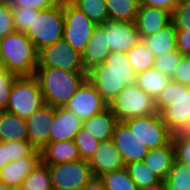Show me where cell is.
Instances as JSON below:
<instances>
[{
	"mask_svg": "<svg viewBox=\"0 0 190 190\" xmlns=\"http://www.w3.org/2000/svg\"><path fill=\"white\" fill-rule=\"evenodd\" d=\"M34 76L39 81L45 104L64 107L87 79V72H74L57 67H37Z\"/></svg>",
	"mask_w": 190,
	"mask_h": 190,
	"instance_id": "6da1fadb",
	"label": "cell"
},
{
	"mask_svg": "<svg viewBox=\"0 0 190 190\" xmlns=\"http://www.w3.org/2000/svg\"><path fill=\"white\" fill-rule=\"evenodd\" d=\"M38 51L25 32L14 31L0 38V67L19 76H34Z\"/></svg>",
	"mask_w": 190,
	"mask_h": 190,
	"instance_id": "7a4b0ae2",
	"label": "cell"
},
{
	"mask_svg": "<svg viewBox=\"0 0 190 190\" xmlns=\"http://www.w3.org/2000/svg\"><path fill=\"white\" fill-rule=\"evenodd\" d=\"M156 112L174 134L190 123V86L170 80L155 100Z\"/></svg>",
	"mask_w": 190,
	"mask_h": 190,
	"instance_id": "3957f363",
	"label": "cell"
},
{
	"mask_svg": "<svg viewBox=\"0 0 190 190\" xmlns=\"http://www.w3.org/2000/svg\"><path fill=\"white\" fill-rule=\"evenodd\" d=\"M39 52L43 48L63 39L64 14L61 5L41 10L34 14L32 24L25 32Z\"/></svg>",
	"mask_w": 190,
	"mask_h": 190,
	"instance_id": "277c9868",
	"label": "cell"
},
{
	"mask_svg": "<svg viewBox=\"0 0 190 190\" xmlns=\"http://www.w3.org/2000/svg\"><path fill=\"white\" fill-rule=\"evenodd\" d=\"M45 105L40 84L35 76H19L13 82L5 111L26 119Z\"/></svg>",
	"mask_w": 190,
	"mask_h": 190,
	"instance_id": "5b68a950",
	"label": "cell"
},
{
	"mask_svg": "<svg viewBox=\"0 0 190 190\" xmlns=\"http://www.w3.org/2000/svg\"><path fill=\"white\" fill-rule=\"evenodd\" d=\"M108 107L118 121L156 113L155 100L136 83L127 84Z\"/></svg>",
	"mask_w": 190,
	"mask_h": 190,
	"instance_id": "8992f818",
	"label": "cell"
},
{
	"mask_svg": "<svg viewBox=\"0 0 190 190\" xmlns=\"http://www.w3.org/2000/svg\"><path fill=\"white\" fill-rule=\"evenodd\" d=\"M123 122L149 149L162 147L172 140L173 133L158 112L147 116L132 117Z\"/></svg>",
	"mask_w": 190,
	"mask_h": 190,
	"instance_id": "52a82bcc",
	"label": "cell"
},
{
	"mask_svg": "<svg viewBox=\"0 0 190 190\" xmlns=\"http://www.w3.org/2000/svg\"><path fill=\"white\" fill-rule=\"evenodd\" d=\"M64 35L63 38L78 53L82 54L97 26L70 0L63 1Z\"/></svg>",
	"mask_w": 190,
	"mask_h": 190,
	"instance_id": "ba28073f",
	"label": "cell"
},
{
	"mask_svg": "<svg viewBox=\"0 0 190 190\" xmlns=\"http://www.w3.org/2000/svg\"><path fill=\"white\" fill-rule=\"evenodd\" d=\"M47 166L53 190H80L94 178L84 159Z\"/></svg>",
	"mask_w": 190,
	"mask_h": 190,
	"instance_id": "9c48e42d",
	"label": "cell"
},
{
	"mask_svg": "<svg viewBox=\"0 0 190 190\" xmlns=\"http://www.w3.org/2000/svg\"><path fill=\"white\" fill-rule=\"evenodd\" d=\"M37 67H57L68 71L86 72L82 55L64 38L39 51Z\"/></svg>",
	"mask_w": 190,
	"mask_h": 190,
	"instance_id": "30bf717a",
	"label": "cell"
},
{
	"mask_svg": "<svg viewBox=\"0 0 190 190\" xmlns=\"http://www.w3.org/2000/svg\"><path fill=\"white\" fill-rule=\"evenodd\" d=\"M64 107L84 120L102 112L108 107V103L86 79Z\"/></svg>",
	"mask_w": 190,
	"mask_h": 190,
	"instance_id": "8fae6325",
	"label": "cell"
},
{
	"mask_svg": "<svg viewBox=\"0 0 190 190\" xmlns=\"http://www.w3.org/2000/svg\"><path fill=\"white\" fill-rule=\"evenodd\" d=\"M112 141L121 154L125 165L143 161L149 151V148L131 132L123 121H118L115 125Z\"/></svg>",
	"mask_w": 190,
	"mask_h": 190,
	"instance_id": "7c38bea8",
	"label": "cell"
},
{
	"mask_svg": "<svg viewBox=\"0 0 190 190\" xmlns=\"http://www.w3.org/2000/svg\"><path fill=\"white\" fill-rule=\"evenodd\" d=\"M111 52H127L141 39L135 21L108 20L101 25Z\"/></svg>",
	"mask_w": 190,
	"mask_h": 190,
	"instance_id": "4fadbf2b",
	"label": "cell"
},
{
	"mask_svg": "<svg viewBox=\"0 0 190 190\" xmlns=\"http://www.w3.org/2000/svg\"><path fill=\"white\" fill-rule=\"evenodd\" d=\"M54 113L55 107L45 104L26 118L28 141L37 150H41L49 142Z\"/></svg>",
	"mask_w": 190,
	"mask_h": 190,
	"instance_id": "5bb4252c",
	"label": "cell"
},
{
	"mask_svg": "<svg viewBox=\"0 0 190 190\" xmlns=\"http://www.w3.org/2000/svg\"><path fill=\"white\" fill-rule=\"evenodd\" d=\"M136 74L115 72H87V79L94 85L102 98L109 104L127 85L135 83Z\"/></svg>",
	"mask_w": 190,
	"mask_h": 190,
	"instance_id": "9a60e30c",
	"label": "cell"
},
{
	"mask_svg": "<svg viewBox=\"0 0 190 190\" xmlns=\"http://www.w3.org/2000/svg\"><path fill=\"white\" fill-rule=\"evenodd\" d=\"M83 120L65 107H55L49 142L74 140Z\"/></svg>",
	"mask_w": 190,
	"mask_h": 190,
	"instance_id": "2e32d148",
	"label": "cell"
},
{
	"mask_svg": "<svg viewBox=\"0 0 190 190\" xmlns=\"http://www.w3.org/2000/svg\"><path fill=\"white\" fill-rule=\"evenodd\" d=\"M88 162L95 178H99L104 173L125 167L122 156L112 139L101 142Z\"/></svg>",
	"mask_w": 190,
	"mask_h": 190,
	"instance_id": "e0dca14e",
	"label": "cell"
},
{
	"mask_svg": "<svg viewBox=\"0 0 190 190\" xmlns=\"http://www.w3.org/2000/svg\"><path fill=\"white\" fill-rule=\"evenodd\" d=\"M171 22V13L162 8L139 6L135 19L140 39L153 35Z\"/></svg>",
	"mask_w": 190,
	"mask_h": 190,
	"instance_id": "ac0fdd59",
	"label": "cell"
},
{
	"mask_svg": "<svg viewBox=\"0 0 190 190\" xmlns=\"http://www.w3.org/2000/svg\"><path fill=\"white\" fill-rule=\"evenodd\" d=\"M41 162V151L33 155L22 157L17 161H10L0 170V182L16 190L20 188L24 178Z\"/></svg>",
	"mask_w": 190,
	"mask_h": 190,
	"instance_id": "d6986e66",
	"label": "cell"
},
{
	"mask_svg": "<svg viewBox=\"0 0 190 190\" xmlns=\"http://www.w3.org/2000/svg\"><path fill=\"white\" fill-rule=\"evenodd\" d=\"M110 52L106 31L101 25H97L81 54L85 71L89 72L96 65L102 64Z\"/></svg>",
	"mask_w": 190,
	"mask_h": 190,
	"instance_id": "ffe728a7",
	"label": "cell"
},
{
	"mask_svg": "<svg viewBox=\"0 0 190 190\" xmlns=\"http://www.w3.org/2000/svg\"><path fill=\"white\" fill-rule=\"evenodd\" d=\"M40 151L41 161L46 165L81 160L74 140L48 142Z\"/></svg>",
	"mask_w": 190,
	"mask_h": 190,
	"instance_id": "44dd1931",
	"label": "cell"
},
{
	"mask_svg": "<svg viewBox=\"0 0 190 190\" xmlns=\"http://www.w3.org/2000/svg\"><path fill=\"white\" fill-rule=\"evenodd\" d=\"M175 161V148L172 140L159 148L149 149L143 162L148 169L156 174L161 180H164L172 168Z\"/></svg>",
	"mask_w": 190,
	"mask_h": 190,
	"instance_id": "7402d4cb",
	"label": "cell"
},
{
	"mask_svg": "<svg viewBox=\"0 0 190 190\" xmlns=\"http://www.w3.org/2000/svg\"><path fill=\"white\" fill-rule=\"evenodd\" d=\"M117 122L112 110L107 107L102 112L84 119L82 129L88 131L98 141L103 142L112 139Z\"/></svg>",
	"mask_w": 190,
	"mask_h": 190,
	"instance_id": "603a6c76",
	"label": "cell"
},
{
	"mask_svg": "<svg viewBox=\"0 0 190 190\" xmlns=\"http://www.w3.org/2000/svg\"><path fill=\"white\" fill-rule=\"evenodd\" d=\"M28 140L26 119L7 111H0V142Z\"/></svg>",
	"mask_w": 190,
	"mask_h": 190,
	"instance_id": "cb8c5ba5",
	"label": "cell"
},
{
	"mask_svg": "<svg viewBox=\"0 0 190 190\" xmlns=\"http://www.w3.org/2000/svg\"><path fill=\"white\" fill-rule=\"evenodd\" d=\"M141 40L155 57L177 49L176 29L172 21L165 28Z\"/></svg>",
	"mask_w": 190,
	"mask_h": 190,
	"instance_id": "d4e9b609",
	"label": "cell"
},
{
	"mask_svg": "<svg viewBox=\"0 0 190 190\" xmlns=\"http://www.w3.org/2000/svg\"><path fill=\"white\" fill-rule=\"evenodd\" d=\"M171 78L160 73L155 68L148 69L136 74L135 83L154 100L168 85Z\"/></svg>",
	"mask_w": 190,
	"mask_h": 190,
	"instance_id": "484cf974",
	"label": "cell"
},
{
	"mask_svg": "<svg viewBox=\"0 0 190 190\" xmlns=\"http://www.w3.org/2000/svg\"><path fill=\"white\" fill-rule=\"evenodd\" d=\"M139 6V0H106L108 19L135 21Z\"/></svg>",
	"mask_w": 190,
	"mask_h": 190,
	"instance_id": "4316f807",
	"label": "cell"
},
{
	"mask_svg": "<svg viewBox=\"0 0 190 190\" xmlns=\"http://www.w3.org/2000/svg\"><path fill=\"white\" fill-rule=\"evenodd\" d=\"M89 72H115L116 74H136L127 58L126 52H110L102 64Z\"/></svg>",
	"mask_w": 190,
	"mask_h": 190,
	"instance_id": "83f0119b",
	"label": "cell"
},
{
	"mask_svg": "<svg viewBox=\"0 0 190 190\" xmlns=\"http://www.w3.org/2000/svg\"><path fill=\"white\" fill-rule=\"evenodd\" d=\"M18 190H53L48 166L42 161L37 164L24 178Z\"/></svg>",
	"mask_w": 190,
	"mask_h": 190,
	"instance_id": "f1b7e54d",
	"label": "cell"
},
{
	"mask_svg": "<svg viewBox=\"0 0 190 190\" xmlns=\"http://www.w3.org/2000/svg\"><path fill=\"white\" fill-rule=\"evenodd\" d=\"M126 53L136 74L154 68L155 55L146 47L142 40L130 48Z\"/></svg>",
	"mask_w": 190,
	"mask_h": 190,
	"instance_id": "f546056e",
	"label": "cell"
},
{
	"mask_svg": "<svg viewBox=\"0 0 190 190\" xmlns=\"http://www.w3.org/2000/svg\"><path fill=\"white\" fill-rule=\"evenodd\" d=\"M163 181L167 190H190V165L174 161L168 176Z\"/></svg>",
	"mask_w": 190,
	"mask_h": 190,
	"instance_id": "4dcf8cb0",
	"label": "cell"
},
{
	"mask_svg": "<svg viewBox=\"0 0 190 190\" xmlns=\"http://www.w3.org/2000/svg\"><path fill=\"white\" fill-rule=\"evenodd\" d=\"M105 190H139L126 167L104 173L99 177Z\"/></svg>",
	"mask_w": 190,
	"mask_h": 190,
	"instance_id": "1f68e13d",
	"label": "cell"
},
{
	"mask_svg": "<svg viewBox=\"0 0 190 190\" xmlns=\"http://www.w3.org/2000/svg\"><path fill=\"white\" fill-rule=\"evenodd\" d=\"M96 25L108 21V12L105 0H70Z\"/></svg>",
	"mask_w": 190,
	"mask_h": 190,
	"instance_id": "d6a6232c",
	"label": "cell"
},
{
	"mask_svg": "<svg viewBox=\"0 0 190 190\" xmlns=\"http://www.w3.org/2000/svg\"><path fill=\"white\" fill-rule=\"evenodd\" d=\"M125 167L139 190L161 181L143 161L128 163Z\"/></svg>",
	"mask_w": 190,
	"mask_h": 190,
	"instance_id": "836d02e7",
	"label": "cell"
},
{
	"mask_svg": "<svg viewBox=\"0 0 190 190\" xmlns=\"http://www.w3.org/2000/svg\"><path fill=\"white\" fill-rule=\"evenodd\" d=\"M75 144L78 147L81 159L89 161L100 145V141L94 138L88 131L80 129L75 136Z\"/></svg>",
	"mask_w": 190,
	"mask_h": 190,
	"instance_id": "e575fe53",
	"label": "cell"
},
{
	"mask_svg": "<svg viewBox=\"0 0 190 190\" xmlns=\"http://www.w3.org/2000/svg\"><path fill=\"white\" fill-rule=\"evenodd\" d=\"M183 55L176 49L163 54L161 56L155 57L154 68L160 73L172 78L175 68L181 61Z\"/></svg>",
	"mask_w": 190,
	"mask_h": 190,
	"instance_id": "d590c367",
	"label": "cell"
},
{
	"mask_svg": "<svg viewBox=\"0 0 190 190\" xmlns=\"http://www.w3.org/2000/svg\"><path fill=\"white\" fill-rule=\"evenodd\" d=\"M13 15V25L15 31L26 32L34 20V14H38L39 10L31 8L11 7Z\"/></svg>",
	"mask_w": 190,
	"mask_h": 190,
	"instance_id": "8d00e7d4",
	"label": "cell"
},
{
	"mask_svg": "<svg viewBox=\"0 0 190 190\" xmlns=\"http://www.w3.org/2000/svg\"><path fill=\"white\" fill-rule=\"evenodd\" d=\"M171 21L176 30L190 31V0H184L174 8Z\"/></svg>",
	"mask_w": 190,
	"mask_h": 190,
	"instance_id": "74e56055",
	"label": "cell"
},
{
	"mask_svg": "<svg viewBox=\"0 0 190 190\" xmlns=\"http://www.w3.org/2000/svg\"><path fill=\"white\" fill-rule=\"evenodd\" d=\"M172 142L175 148V161L190 165V138L183 132L172 135Z\"/></svg>",
	"mask_w": 190,
	"mask_h": 190,
	"instance_id": "f35d334b",
	"label": "cell"
},
{
	"mask_svg": "<svg viewBox=\"0 0 190 190\" xmlns=\"http://www.w3.org/2000/svg\"><path fill=\"white\" fill-rule=\"evenodd\" d=\"M37 149L28 141H7V153L10 161L33 155Z\"/></svg>",
	"mask_w": 190,
	"mask_h": 190,
	"instance_id": "ab89813d",
	"label": "cell"
},
{
	"mask_svg": "<svg viewBox=\"0 0 190 190\" xmlns=\"http://www.w3.org/2000/svg\"><path fill=\"white\" fill-rule=\"evenodd\" d=\"M18 76L4 68H0V111L7 108L11 86Z\"/></svg>",
	"mask_w": 190,
	"mask_h": 190,
	"instance_id": "60d3db41",
	"label": "cell"
},
{
	"mask_svg": "<svg viewBox=\"0 0 190 190\" xmlns=\"http://www.w3.org/2000/svg\"><path fill=\"white\" fill-rule=\"evenodd\" d=\"M171 80L190 86V55H183Z\"/></svg>",
	"mask_w": 190,
	"mask_h": 190,
	"instance_id": "b9f144b4",
	"label": "cell"
},
{
	"mask_svg": "<svg viewBox=\"0 0 190 190\" xmlns=\"http://www.w3.org/2000/svg\"><path fill=\"white\" fill-rule=\"evenodd\" d=\"M15 31L11 7L0 4V38Z\"/></svg>",
	"mask_w": 190,
	"mask_h": 190,
	"instance_id": "7bdbcfd3",
	"label": "cell"
},
{
	"mask_svg": "<svg viewBox=\"0 0 190 190\" xmlns=\"http://www.w3.org/2000/svg\"><path fill=\"white\" fill-rule=\"evenodd\" d=\"M64 0H17L14 7L31 8L34 10H45L57 5H61Z\"/></svg>",
	"mask_w": 190,
	"mask_h": 190,
	"instance_id": "ee69618b",
	"label": "cell"
},
{
	"mask_svg": "<svg viewBox=\"0 0 190 190\" xmlns=\"http://www.w3.org/2000/svg\"><path fill=\"white\" fill-rule=\"evenodd\" d=\"M176 48L182 55H190V31L176 30Z\"/></svg>",
	"mask_w": 190,
	"mask_h": 190,
	"instance_id": "f6af8a7d",
	"label": "cell"
},
{
	"mask_svg": "<svg viewBox=\"0 0 190 190\" xmlns=\"http://www.w3.org/2000/svg\"><path fill=\"white\" fill-rule=\"evenodd\" d=\"M139 3L140 5L165 9L171 14L176 7L172 0H139Z\"/></svg>",
	"mask_w": 190,
	"mask_h": 190,
	"instance_id": "bcb514c9",
	"label": "cell"
},
{
	"mask_svg": "<svg viewBox=\"0 0 190 190\" xmlns=\"http://www.w3.org/2000/svg\"><path fill=\"white\" fill-rule=\"evenodd\" d=\"M80 190H105L103 182L99 178H93L89 183L84 185Z\"/></svg>",
	"mask_w": 190,
	"mask_h": 190,
	"instance_id": "7dc6e473",
	"label": "cell"
},
{
	"mask_svg": "<svg viewBox=\"0 0 190 190\" xmlns=\"http://www.w3.org/2000/svg\"><path fill=\"white\" fill-rule=\"evenodd\" d=\"M10 162L7 153V141L0 142V170Z\"/></svg>",
	"mask_w": 190,
	"mask_h": 190,
	"instance_id": "c3c4849f",
	"label": "cell"
},
{
	"mask_svg": "<svg viewBox=\"0 0 190 190\" xmlns=\"http://www.w3.org/2000/svg\"><path fill=\"white\" fill-rule=\"evenodd\" d=\"M140 190H167L165 182L161 180L159 183L151 185L149 187L142 188Z\"/></svg>",
	"mask_w": 190,
	"mask_h": 190,
	"instance_id": "681fc988",
	"label": "cell"
},
{
	"mask_svg": "<svg viewBox=\"0 0 190 190\" xmlns=\"http://www.w3.org/2000/svg\"><path fill=\"white\" fill-rule=\"evenodd\" d=\"M0 2L8 7H14L17 4V0H0Z\"/></svg>",
	"mask_w": 190,
	"mask_h": 190,
	"instance_id": "f907efd6",
	"label": "cell"
},
{
	"mask_svg": "<svg viewBox=\"0 0 190 190\" xmlns=\"http://www.w3.org/2000/svg\"><path fill=\"white\" fill-rule=\"evenodd\" d=\"M0 190H16V189L9 185H6L3 182H0Z\"/></svg>",
	"mask_w": 190,
	"mask_h": 190,
	"instance_id": "816d5d0a",
	"label": "cell"
},
{
	"mask_svg": "<svg viewBox=\"0 0 190 190\" xmlns=\"http://www.w3.org/2000/svg\"><path fill=\"white\" fill-rule=\"evenodd\" d=\"M188 138H190V123L187 127L182 131Z\"/></svg>",
	"mask_w": 190,
	"mask_h": 190,
	"instance_id": "f5cc1de1",
	"label": "cell"
},
{
	"mask_svg": "<svg viewBox=\"0 0 190 190\" xmlns=\"http://www.w3.org/2000/svg\"><path fill=\"white\" fill-rule=\"evenodd\" d=\"M184 0H172V2L177 6L178 4H180L181 2H183Z\"/></svg>",
	"mask_w": 190,
	"mask_h": 190,
	"instance_id": "db71d44e",
	"label": "cell"
}]
</instances>
